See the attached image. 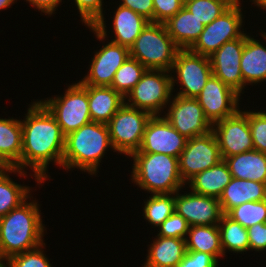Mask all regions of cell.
Listing matches in <instances>:
<instances>
[{"mask_svg": "<svg viewBox=\"0 0 266 267\" xmlns=\"http://www.w3.org/2000/svg\"><path fill=\"white\" fill-rule=\"evenodd\" d=\"M150 21L130 8L119 4L113 17L114 39L111 41L130 48Z\"/></svg>", "mask_w": 266, "mask_h": 267, "instance_id": "cell-27", "label": "cell"}, {"mask_svg": "<svg viewBox=\"0 0 266 267\" xmlns=\"http://www.w3.org/2000/svg\"><path fill=\"white\" fill-rule=\"evenodd\" d=\"M232 176L227 163L222 160L217 165L212 166L191 178L186 184L190 191L218 198L224 188L230 183Z\"/></svg>", "mask_w": 266, "mask_h": 267, "instance_id": "cell-26", "label": "cell"}, {"mask_svg": "<svg viewBox=\"0 0 266 267\" xmlns=\"http://www.w3.org/2000/svg\"><path fill=\"white\" fill-rule=\"evenodd\" d=\"M212 131L218 141L222 160L254 150L248 122V110L239 109L232 116L214 123Z\"/></svg>", "mask_w": 266, "mask_h": 267, "instance_id": "cell-12", "label": "cell"}, {"mask_svg": "<svg viewBox=\"0 0 266 267\" xmlns=\"http://www.w3.org/2000/svg\"><path fill=\"white\" fill-rule=\"evenodd\" d=\"M218 262L211 254L197 251H186L176 267H218Z\"/></svg>", "mask_w": 266, "mask_h": 267, "instance_id": "cell-40", "label": "cell"}, {"mask_svg": "<svg viewBox=\"0 0 266 267\" xmlns=\"http://www.w3.org/2000/svg\"><path fill=\"white\" fill-rule=\"evenodd\" d=\"M245 44V33L235 40L224 43L209 56L212 73L241 96L244 81L240 69V59Z\"/></svg>", "mask_w": 266, "mask_h": 267, "instance_id": "cell-17", "label": "cell"}, {"mask_svg": "<svg viewBox=\"0 0 266 267\" xmlns=\"http://www.w3.org/2000/svg\"><path fill=\"white\" fill-rule=\"evenodd\" d=\"M248 122L254 150L266 153V112L248 111Z\"/></svg>", "mask_w": 266, "mask_h": 267, "instance_id": "cell-37", "label": "cell"}, {"mask_svg": "<svg viewBox=\"0 0 266 267\" xmlns=\"http://www.w3.org/2000/svg\"><path fill=\"white\" fill-rule=\"evenodd\" d=\"M22 126L21 120L0 118V160L8 168L21 170Z\"/></svg>", "mask_w": 266, "mask_h": 267, "instance_id": "cell-24", "label": "cell"}, {"mask_svg": "<svg viewBox=\"0 0 266 267\" xmlns=\"http://www.w3.org/2000/svg\"><path fill=\"white\" fill-rule=\"evenodd\" d=\"M123 7L130 8L137 14L142 15L150 22H153V0H120Z\"/></svg>", "mask_w": 266, "mask_h": 267, "instance_id": "cell-42", "label": "cell"}, {"mask_svg": "<svg viewBox=\"0 0 266 267\" xmlns=\"http://www.w3.org/2000/svg\"><path fill=\"white\" fill-rule=\"evenodd\" d=\"M152 115L124 104L107 123L113 152L130 156L138 151Z\"/></svg>", "mask_w": 266, "mask_h": 267, "instance_id": "cell-8", "label": "cell"}, {"mask_svg": "<svg viewBox=\"0 0 266 267\" xmlns=\"http://www.w3.org/2000/svg\"><path fill=\"white\" fill-rule=\"evenodd\" d=\"M8 167L0 160V172L6 170Z\"/></svg>", "mask_w": 266, "mask_h": 267, "instance_id": "cell-47", "label": "cell"}, {"mask_svg": "<svg viewBox=\"0 0 266 267\" xmlns=\"http://www.w3.org/2000/svg\"><path fill=\"white\" fill-rule=\"evenodd\" d=\"M142 267H176L186 254V240L156 236Z\"/></svg>", "mask_w": 266, "mask_h": 267, "instance_id": "cell-22", "label": "cell"}, {"mask_svg": "<svg viewBox=\"0 0 266 267\" xmlns=\"http://www.w3.org/2000/svg\"><path fill=\"white\" fill-rule=\"evenodd\" d=\"M226 215L244 228L266 223V199L245 202L231 209Z\"/></svg>", "mask_w": 266, "mask_h": 267, "instance_id": "cell-35", "label": "cell"}, {"mask_svg": "<svg viewBox=\"0 0 266 267\" xmlns=\"http://www.w3.org/2000/svg\"><path fill=\"white\" fill-rule=\"evenodd\" d=\"M92 122L107 124L125 104V98L110 86L86 85Z\"/></svg>", "mask_w": 266, "mask_h": 267, "instance_id": "cell-19", "label": "cell"}, {"mask_svg": "<svg viewBox=\"0 0 266 267\" xmlns=\"http://www.w3.org/2000/svg\"><path fill=\"white\" fill-rule=\"evenodd\" d=\"M196 99L212 125L240 109V95L213 74Z\"/></svg>", "mask_w": 266, "mask_h": 267, "instance_id": "cell-14", "label": "cell"}, {"mask_svg": "<svg viewBox=\"0 0 266 267\" xmlns=\"http://www.w3.org/2000/svg\"><path fill=\"white\" fill-rule=\"evenodd\" d=\"M25 1L26 2L28 1V3L33 7H35L36 9H38V11H41L42 13L50 17L52 14H54L58 5H60V2H62V0H25Z\"/></svg>", "mask_w": 266, "mask_h": 267, "instance_id": "cell-43", "label": "cell"}, {"mask_svg": "<svg viewBox=\"0 0 266 267\" xmlns=\"http://www.w3.org/2000/svg\"><path fill=\"white\" fill-rule=\"evenodd\" d=\"M240 0H236L225 12L204 27L195 44L189 49L199 55L210 56L224 43L240 38L244 31V15Z\"/></svg>", "mask_w": 266, "mask_h": 267, "instance_id": "cell-9", "label": "cell"}, {"mask_svg": "<svg viewBox=\"0 0 266 267\" xmlns=\"http://www.w3.org/2000/svg\"><path fill=\"white\" fill-rule=\"evenodd\" d=\"M222 161L219 144L213 131L187 140L179 156V172L187 183L196 174Z\"/></svg>", "mask_w": 266, "mask_h": 267, "instance_id": "cell-11", "label": "cell"}, {"mask_svg": "<svg viewBox=\"0 0 266 267\" xmlns=\"http://www.w3.org/2000/svg\"><path fill=\"white\" fill-rule=\"evenodd\" d=\"M5 262H6V264H5ZM0 267H10L8 260L7 259H0Z\"/></svg>", "mask_w": 266, "mask_h": 267, "instance_id": "cell-46", "label": "cell"}, {"mask_svg": "<svg viewBox=\"0 0 266 267\" xmlns=\"http://www.w3.org/2000/svg\"><path fill=\"white\" fill-rule=\"evenodd\" d=\"M190 225L184 217L174 212L158 226V236L186 239Z\"/></svg>", "mask_w": 266, "mask_h": 267, "instance_id": "cell-38", "label": "cell"}, {"mask_svg": "<svg viewBox=\"0 0 266 267\" xmlns=\"http://www.w3.org/2000/svg\"><path fill=\"white\" fill-rule=\"evenodd\" d=\"M74 2L84 25L92 30L98 40H104L108 35L104 21L103 0H74Z\"/></svg>", "mask_w": 266, "mask_h": 267, "instance_id": "cell-31", "label": "cell"}, {"mask_svg": "<svg viewBox=\"0 0 266 267\" xmlns=\"http://www.w3.org/2000/svg\"><path fill=\"white\" fill-rule=\"evenodd\" d=\"M235 1L184 0V7L206 26L225 12Z\"/></svg>", "mask_w": 266, "mask_h": 267, "instance_id": "cell-34", "label": "cell"}, {"mask_svg": "<svg viewBox=\"0 0 266 267\" xmlns=\"http://www.w3.org/2000/svg\"><path fill=\"white\" fill-rule=\"evenodd\" d=\"M171 71L176 73V78H171L172 90L175 89V83H180L181 88L176 95L187 98H196L213 74L210 58L195 54L189 49L177 52Z\"/></svg>", "mask_w": 266, "mask_h": 267, "instance_id": "cell-10", "label": "cell"}, {"mask_svg": "<svg viewBox=\"0 0 266 267\" xmlns=\"http://www.w3.org/2000/svg\"><path fill=\"white\" fill-rule=\"evenodd\" d=\"M251 2H253L252 4H254L257 7H260L263 10H266V0H249Z\"/></svg>", "mask_w": 266, "mask_h": 267, "instance_id": "cell-45", "label": "cell"}, {"mask_svg": "<svg viewBox=\"0 0 266 267\" xmlns=\"http://www.w3.org/2000/svg\"><path fill=\"white\" fill-rule=\"evenodd\" d=\"M17 0H0V10L11 7L13 3H16Z\"/></svg>", "mask_w": 266, "mask_h": 267, "instance_id": "cell-44", "label": "cell"}, {"mask_svg": "<svg viewBox=\"0 0 266 267\" xmlns=\"http://www.w3.org/2000/svg\"><path fill=\"white\" fill-rule=\"evenodd\" d=\"M39 101L54 116L65 136L92 122L86 85L80 81L68 86L64 95Z\"/></svg>", "mask_w": 266, "mask_h": 267, "instance_id": "cell-7", "label": "cell"}, {"mask_svg": "<svg viewBox=\"0 0 266 267\" xmlns=\"http://www.w3.org/2000/svg\"><path fill=\"white\" fill-rule=\"evenodd\" d=\"M132 182L153 194L181 191L187 184L179 172V158L159 153H132Z\"/></svg>", "mask_w": 266, "mask_h": 267, "instance_id": "cell-4", "label": "cell"}, {"mask_svg": "<svg viewBox=\"0 0 266 267\" xmlns=\"http://www.w3.org/2000/svg\"><path fill=\"white\" fill-rule=\"evenodd\" d=\"M174 193L175 212L190 226L218 225L223 214L218 198L188 192Z\"/></svg>", "mask_w": 266, "mask_h": 267, "instance_id": "cell-16", "label": "cell"}, {"mask_svg": "<svg viewBox=\"0 0 266 267\" xmlns=\"http://www.w3.org/2000/svg\"><path fill=\"white\" fill-rule=\"evenodd\" d=\"M179 50L165 24L156 22H149L129 48L130 57L146 69L167 71H171Z\"/></svg>", "mask_w": 266, "mask_h": 267, "instance_id": "cell-5", "label": "cell"}, {"mask_svg": "<svg viewBox=\"0 0 266 267\" xmlns=\"http://www.w3.org/2000/svg\"><path fill=\"white\" fill-rule=\"evenodd\" d=\"M164 24L168 34L179 49H190L205 27V25L185 7Z\"/></svg>", "mask_w": 266, "mask_h": 267, "instance_id": "cell-23", "label": "cell"}, {"mask_svg": "<svg viewBox=\"0 0 266 267\" xmlns=\"http://www.w3.org/2000/svg\"><path fill=\"white\" fill-rule=\"evenodd\" d=\"M161 116L151 117L146 125L140 148L133 153H159L179 158L188 139Z\"/></svg>", "mask_w": 266, "mask_h": 267, "instance_id": "cell-15", "label": "cell"}, {"mask_svg": "<svg viewBox=\"0 0 266 267\" xmlns=\"http://www.w3.org/2000/svg\"><path fill=\"white\" fill-rule=\"evenodd\" d=\"M146 200L143 207V216L148 223L153 225V228L161 225L175 212L174 193L153 194Z\"/></svg>", "mask_w": 266, "mask_h": 267, "instance_id": "cell-33", "label": "cell"}, {"mask_svg": "<svg viewBox=\"0 0 266 267\" xmlns=\"http://www.w3.org/2000/svg\"><path fill=\"white\" fill-rule=\"evenodd\" d=\"M265 199L266 183L232 177L219 197V202L223 214H227L231 209L245 202L263 201Z\"/></svg>", "mask_w": 266, "mask_h": 267, "instance_id": "cell-21", "label": "cell"}, {"mask_svg": "<svg viewBox=\"0 0 266 267\" xmlns=\"http://www.w3.org/2000/svg\"><path fill=\"white\" fill-rule=\"evenodd\" d=\"M25 115L21 121V170L29 166L34 172L35 182L41 185L48 180L50 162L62 168L65 135L54 116L40 101L31 103Z\"/></svg>", "mask_w": 266, "mask_h": 267, "instance_id": "cell-1", "label": "cell"}, {"mask_svg": "<svg viewBox=\"0 0 266 267\" xmlns=\"http://www.w3.org/2000/svg\"><path fill=\"white\" fill-rule=\"evenodd\" d=\"M240 69L246 85L266 82V47L245 33V44L240 59Z\"/></svg>", "mask_w": 266, "mask_h": 267, "instance_id": "cell-20", "label": "cell"}, {"mask_svg": "<svg viewBox=\"0 0 266 267\" xmlns=\"http://www.w3.org/2000/svg\"><path fill=\"white\" fill-rule=\"evenodd\" d=\"M163 117L187 139L205 135L212 131V124L196 98L173 96Z\"/></svg>", "mask_w": 266, "mask_h": 267, "instance_id": "cell-13", "label": "cell"}, {"mask_svg": "<svg viewBox=\"0 0 266 267\" xmlns=\"http://www.w3.org/2000/svg\"><path fill=\"white\" fill-rule=\"evenodd\" d=\"M187 236L186 251L209 253L217 261L224 257L218 225L190 226Z\"/></svg>", "mask_w": 266, "mask_h": 267, "instance_id": "cell-28", "label": "cell"}, {"mask_svg": "<svg viewBox=\"0 0 266 267\" xmlns=\"http://www.w3.org/2000/svg\"><path fill=\"white\" fill-rule=\"evenodd\" d=\"M169 73L167 70L147 69L125 97V104L152 116H160L173 96L172 74Z\"/></svg>", "mask_w": 266, "mask_h": 267, "instance_id": "cell-6", "label": "cell"}, {"mask_svg": "<svg viewBox=\"0 0 266 267\" xmlns=\"http://www.w3.org/2000/svg\"><path fill=\"white\" fill-rule=\"evenodd\" d=\"M96 51L88 74L81 79L84 85L110 86L119 67L130 56L129 48L112 41Z\"/></svg>", "mask_w": 266, "mask_h": 267, "instance_id": "cell-18", "label": "cell"}, {"mask_svg": "<svg viewBox=\"0 0 266 267\" xmlns=\"http://www.w3.org/2000/svg\"><path fill=\"white\" fill-rule=\"evenodd\" d=\"M29 196L18 207L0 218V259L32 250L44 242V224L41 210Z\"/></svg>", "mask_w": 266, "mask_h": 267, "instance_id": "cell-2", "label": "cell"}, {"mask_svg": "<svg viewBox=\"0 0 266 267\" xmlns=\"http://www.w3.org/2000/svg\"><path fill=\"white\" fill-rule=\"evenodd\" d=\"M15 173L20 177H25L27 171L17 168H7L0 172V218L7 215L12 209L18 207L31 194L30 188L17 184L10 178L8 173Z\"/></svg>", "mask_w": 266, "mask_h": 267, "instance_id": "cell-29", "label": "cell"}, {"mask_svg": "<svg viewBox=\"0 0 266 267\" xmlns=\"http://www.w3.org/2000/svg\"><path fill=\"white\" fill-rule=\"evenodd\" d=\"M224 161L233 178L266 183V153L252 150L226 157Z\"/></svg>", "mask_w": 266, "mask_h": 267, "instance_id": "cell-25", "label": "cell"}, {"mask_svg": "<svg viewBox=\"0 0 266 267\" xmlns=\"http://www.w3.org/2000/svg\"><path fill=\"white\" fill-rule=\"evenodd\" d=\"M249 247L252 251L266 250V223H258L247 228Z\"/></svg>", "mask_w": 266, "mask_h": 267, "instance_id": "cell-41", "label": "cell"}, {"mask_svg": "<svg viewBox=\"0 0 266 267\" xmlns=\"http://www.w3.org/2000/svg\"><path fill=\"white\" fill-rule=\"evenodd\" d=\"M261 37H263L264 38V40H266V33L265 32H262V30H261Z\"/></svg>", "mask_w": 266, "mask_h": 267, "instance_id": "cell-48", "label": "cell"}, {"mask_svg": "<svg viewBox=\"0 0 266 267\" xmlns=\"http://www.w3.org/2000/svg\"><path fill=\"white\" fill-rule=\"evenodd\" d=\"M112 148L107 124L90 122L65 136L62 167L77 168L97 175L98 168L108 148Z\"/></svg>", "mask_w": 266, "mask_h": 267, "instance_id": "cell-3", "label": "cell"}, {"mask_svg": "<svg viewBox=\"0 0 266 267\" xmlns=\"http://www.w3.org/2000/svg\"><path fill=\"white\" fill-rule=\"evenodd\" d=\"M218 229L224 256L227 250L237 254L250 251L247 228L224 214L218 224Z\"/></svg>", "mask_w": 266, "mask_h": 267, "instance_id": "cell-30", "label": "cell"}, {"mask_svg": "<svg viewBox=\"0 0 266 267\" xmlns=\"http://www.w3.org/2000/svg\"><path fill=\"white\" fill-rule=\"evenodd\" d=\"M146 70L139 61L129 56L116 71L110 87L125 98Z\"/></svg>", "mask_w": 266, "mask_h": 267, "instance_id": "cell-32", "label": "cell"}, {"mask_svg": "<svg viewBox=\"0 0 266 267\" xmlns=\"http://www.w3.org/2000/svg\"><path fill=\"white\" fill-rule=\"evenodd\" d=\"M153 22L164 24L184 7V0H153Z\"/></svg>", "mask_w": 266, "mask_h": 267, "instance_id": "cell-39", "label": "cell"}, {"mask_svg": "<svg viewBox=\"0 0 266 267\" xmlns=\"http://www.w3.org/2000/svg\"><path fill=\"white\" fill-rule=\"evenodd\" d=\"M45 246V243H43L32 250L9 257L7 260L10 267H52L50 261H48L49 259L43 253L42 249Z\"/></svg>", "mask_w": 266, "mask_h": 267, "instance_id": "cell-36", "label": "cell"}]
</instances>
